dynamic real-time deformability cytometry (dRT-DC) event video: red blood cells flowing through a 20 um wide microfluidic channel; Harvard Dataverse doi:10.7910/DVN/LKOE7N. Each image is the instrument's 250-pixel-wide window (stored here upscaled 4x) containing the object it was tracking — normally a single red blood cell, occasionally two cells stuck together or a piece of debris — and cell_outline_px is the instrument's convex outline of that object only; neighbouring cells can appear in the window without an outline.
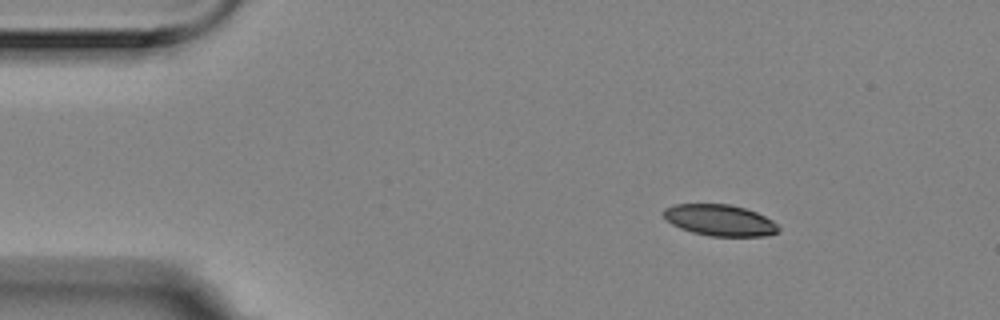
{"species": "Egyptian fruit bat (a non-hibernating species)", "species_latin": "Rousettus aegyptiacus", "temperature_condition": "room temperature", "stored_images_in_passage": 3, "camera_frame_rate_fps": 3000, "um_per_image_px": 0.085, "animal": {"sex": "female"}, "frame": {"image": 1, "passage_image": 1, "time_ms": 0.0, "image_size_px": [1000, 320], "cell_outline_px": [[780, 232], [768, 236], [708, 236], [692, 232], [680, 228], [664, 220], [664, 208], [672, 204], [728, 204], [744, 208], [756, 212], [772, 220], [780, 228]], "centroid_in_image_um": [61.17, 18.72], "position_along_channel_um": 23.8, "area_um2": 21.1}}